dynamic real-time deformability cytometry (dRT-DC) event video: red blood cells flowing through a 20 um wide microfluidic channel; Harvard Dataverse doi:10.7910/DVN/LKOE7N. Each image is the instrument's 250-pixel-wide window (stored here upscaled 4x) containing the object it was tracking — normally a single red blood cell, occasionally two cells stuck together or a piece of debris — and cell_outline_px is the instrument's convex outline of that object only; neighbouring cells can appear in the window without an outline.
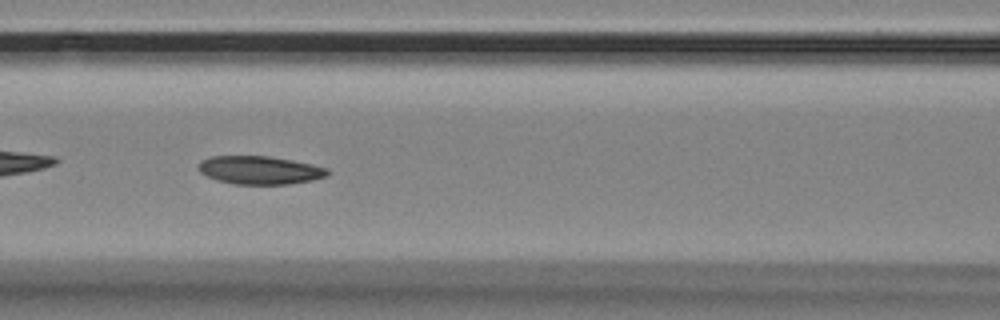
{"species": "Egyptian fruit bat (a non-hibernating species)", "species_latin": "Rousettus aegyptiacus", "temperature_condition": "room temperature", "stored_images_in_passage": 26, "camera_frame_rate_fps": 3000, "um_per_image_px": 0.085, "animal": {"sex": "female"}, "frame": {"image": 1, "passage_image": 8, "time_ms": 2.333, "image_size_px": [1000, 320], "cell_outline_px": [[332, 172], [328, 176], [312, 180], [288, 184], [232, 184], [216, 180], [200, 172], [200, 160], [212, 156], [268, 156], [292, 160], [312, 164], [328, 168]], "centroid_in_image_um": [22.13, 14.46], "position_along_channel_um": 144.5, "area_um2": 21.27}}
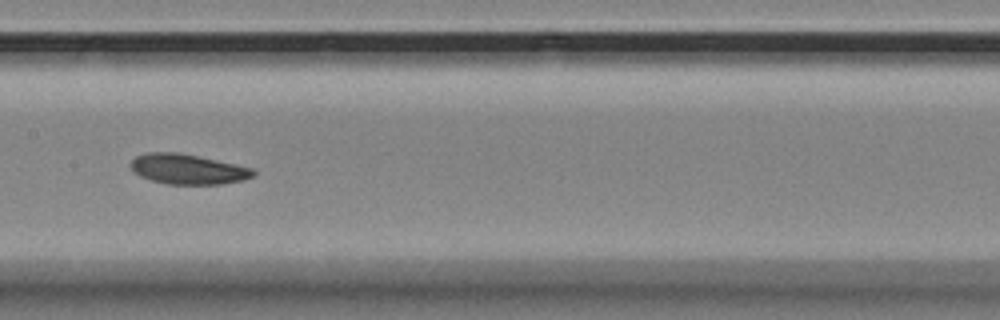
{"frame": {"image": 2, "passage_image": 12, "time_ms": 3.667, "image_size_px": [1000, 320], "cell_outline_px": [[256, 176], [244, 180], [220, 184], [168, 184], [152, 180], [140, 176], [132, 172], [132, 160], [136, 156], [148, 152], [176, 152], [216, 160], [252, 168], [256, 172]], "centroid_in_image_um": [15.98, 14.38], "position_along_channel_um": 191.4, "area_um2": 21.33}}
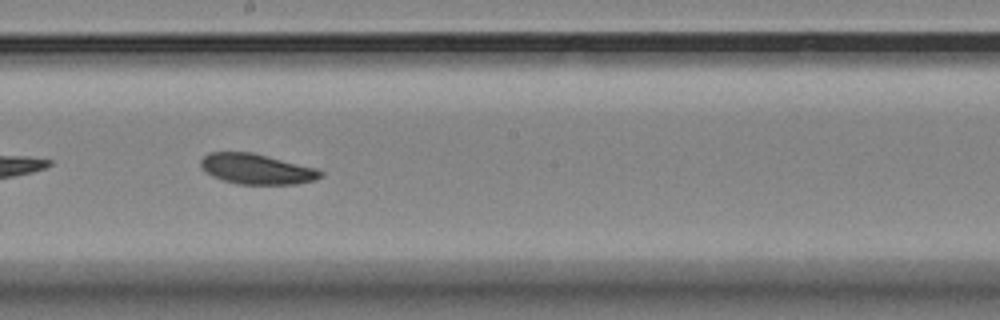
{"frame": {"image": 3, "passage_image": 15, "time_ms": 4.667, "image_size_px": [1000, 320], "cell_outline_px": [[324, 176], [316, 180], [296, 184], [236, 184], [212, 176], [204, 172], [200, 168], [200, 160], [208, 152], [252, 152], [316, 168], [324, 172]], "centroid_in_image_um": [21.81, 14.37], "position_along_channel_um": 226.4, "area_um2": 21.39}}